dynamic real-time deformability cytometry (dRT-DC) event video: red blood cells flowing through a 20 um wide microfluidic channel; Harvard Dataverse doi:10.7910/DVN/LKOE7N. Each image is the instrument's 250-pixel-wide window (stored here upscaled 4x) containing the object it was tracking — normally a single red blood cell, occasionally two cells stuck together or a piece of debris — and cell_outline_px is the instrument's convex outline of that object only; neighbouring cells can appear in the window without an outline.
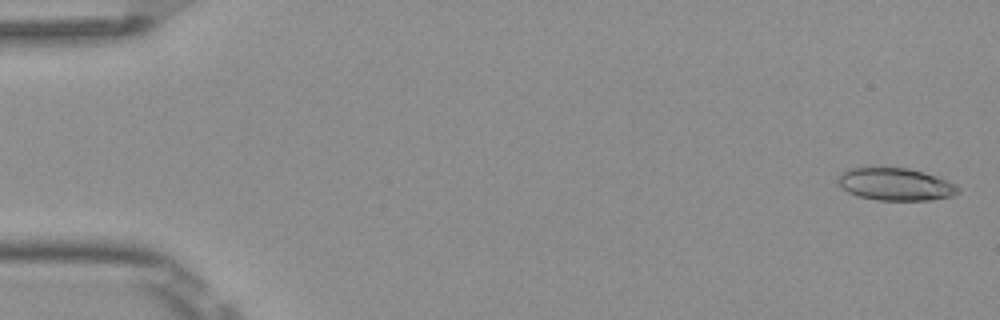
{"species": "Egyptian fruit bat (a non-hibernating species)", "species_latin": "Rousettus aegyptiacus", "temperature_condition": "room temperature", "stored_images_in_passage": 5, "camera_frame_rate_fps": 3000, "um_per_image_px": 0.085, "frame": {"image": 1, "passage_image": 1, "time_ms": 0.0, "image_size_px": [1000, 320], "cell_outline_px": [[960, 192], [952, 196], [932, 200], [876, 200], [860, 196], [848, 192], [840, 184], [840, 176], [848, 168], [864, 164], [908, 168], [924, 172], [936, 176], [956, 184], [960, 188]], "centroid_in_image_um": [76.12, 15.61], "position_along_channel_um": 8.9, "area_um2": 23.29}}
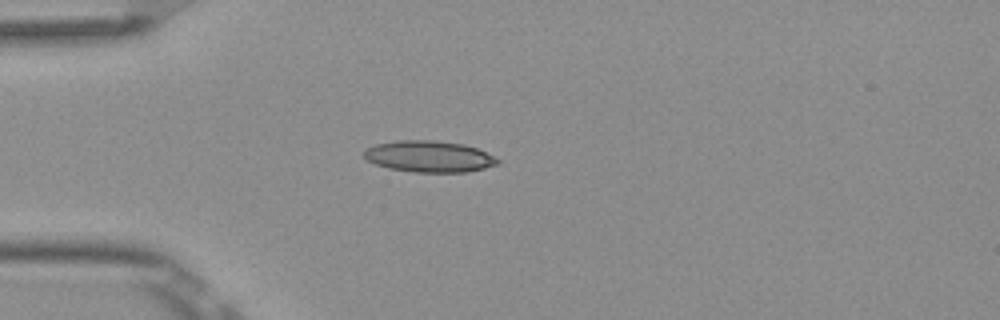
{"frame": {"image": 2, "passage_image": 5, "time_ms": 1.333, "image_size_px": [1000, 320], "cell_outline_px": [[500, 164], [484, 168], [464, 172], [416, 172], [388, 168], [376, 164], [368, 160], [364, 156], [364, 152], [368, 148], [376, 144], [396, 140], [432, 140], [464, 144], [476, 148], [496, 156], [500, 160]], "centroid_in_image_um": [36.51, 13.3], "position_along_channel_um": 48.5, "area_um2": 24.39}}